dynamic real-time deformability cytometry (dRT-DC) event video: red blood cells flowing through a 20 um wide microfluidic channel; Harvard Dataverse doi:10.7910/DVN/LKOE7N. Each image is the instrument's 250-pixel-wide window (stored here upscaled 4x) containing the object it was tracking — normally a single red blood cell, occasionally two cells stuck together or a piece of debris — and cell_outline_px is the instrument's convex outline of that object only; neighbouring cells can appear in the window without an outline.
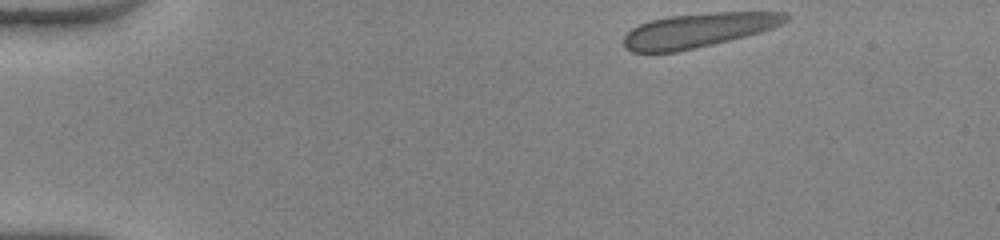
{"species": "human", "species_latin": "Homo sapiens", "temperature_condition": "warm", "stored_images_in_passage": 44, "camera_frame_rate_fps": 3000, "um_per_image_px": 0.085, "donor": {"sex": "female"}, "frame": {"image": 1, "passage_image": 1, "time_ms": 0.0, "image_size_px": [1000, 240], "cell_outline_px": [[792, 16], [788, 20], [772, 28], [760, 32], [712, 44], [676, 52], [632, 52], [624, 48], [624, 36], [632, 28], [640, 24], [652, 20], [668, 16], [712, 12], [784, 12]], "centroid_in_image_um": [59.35, 2.56], "position_along_channel_um": 25.7, "area_um2": 32.14}}
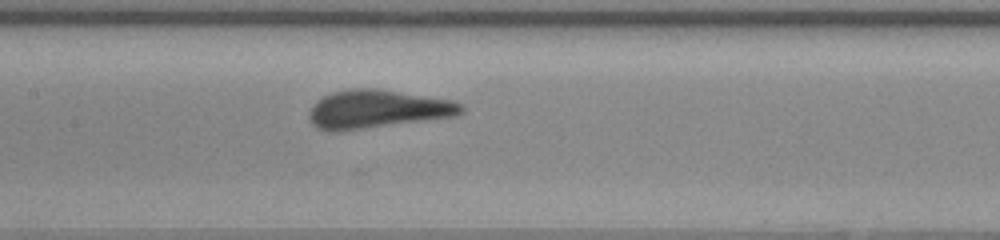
{"frame": {"image": 2, "passage_image": 19, "time_ms": 6.0, "image_size_px": [1000, 240], "cell_outline_px": [[464, 112], [456, 116], [336, 132], [328, 132], [316, 128], [312, 124], [308, 116], [308, 112], [312, 104], [316, 100], [332, 92], [352, 88], [376, 88], [452, 100], [460, 104], [464, 108]], "centroid_in_image_um": [32.01, 9.28], "position_along_channel_um": 175.4, "area_um2": 34.1}}
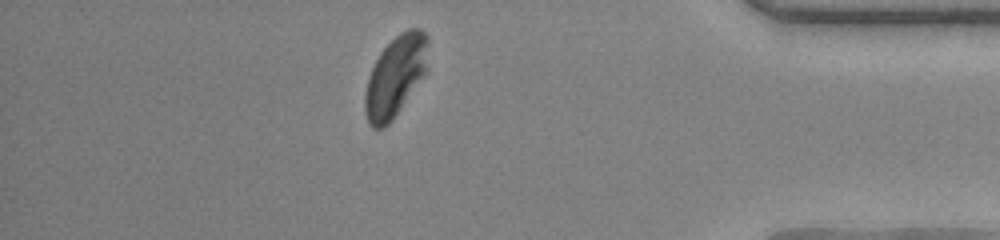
{"frame": {"image": 3, "passage_image": 38, "time_ms": 12.333, "image_size_px": [1000, 240], "cell_outline_px": [[428, 72], [392, 120], [384, 128], [372, 128], [368, 124], [364, 108], [364, 96], [368, 76], [380, 52], [400, 32], [408, 28], [420, 28], [428, 36]], "centroid_in_image_um": [33.63, 6.48], "position_along_channel_um": 401.6, "area_um2": 30.11}, "authors_computed_cell_mechanics": {"area_um2": 32.1079, "velocity_mm_per_s": 4.0623, "shape_relaxation_time_tau1_ms": 5.1364, "shape_relaxation_time_tau2_ms": null, "deformation_change_tau1": 0.1758, "deformation_change_tau2": null}}